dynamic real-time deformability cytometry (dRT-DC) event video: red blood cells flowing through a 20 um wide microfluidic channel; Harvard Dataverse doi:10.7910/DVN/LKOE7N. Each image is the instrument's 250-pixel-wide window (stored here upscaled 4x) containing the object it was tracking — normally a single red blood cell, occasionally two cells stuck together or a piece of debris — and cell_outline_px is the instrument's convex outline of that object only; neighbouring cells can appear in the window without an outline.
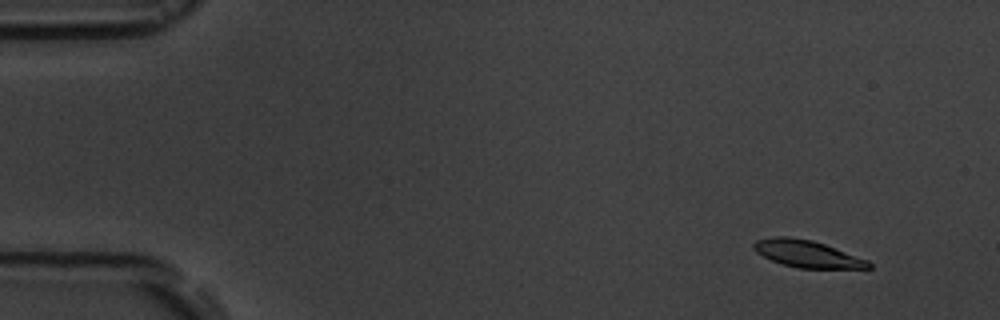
{"species": "common noctule bat (a hibernating species)", "species_latin": "Nyctalus noctula", "temperature_condition": "room temperature", "stored_images_in_passage": 11, "camera_frame_rate_fps": 3000, "um_per_image_px": 0.085, "animal": {"sex": "male", "body_mass_g": 19.5, "forearm_length_mm": 54.6}, "frame": {"image": 1, "passage_image": 2, "time_ms": 1.0, "image_size_px": [1000, 320], "cell_outline_px": [[872, 268], [796, 268], [772, 260], [756, 252], [752, 248], [752, 244], [756, 240], [772, 236], [788, 236], [812, 240], [824, 244], [868, 260], [872, 264]], "centroid_in_image_um": [68.58, 21.56], "position_along_channel_um": 16.4, "area_um2": 18.03}}
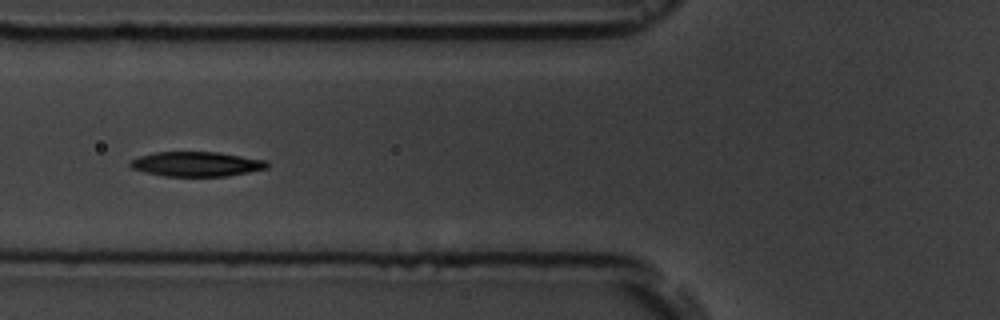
{"frame": {"image": 2, "passage_image": 7, "time_ms": 6.667, "image_size_px": [1000, 320], "cell_outline_px": [[268, 168], [228, 176], [164, 176], [132, 168], [128, 164], [132, 160], [140, 156], [156, 152], [216, 152], [268, 160]], "centroid_in_image_um": [16.74, 13.94], "position_along_channel_um": 109.1, "area_um2": 19.54}}
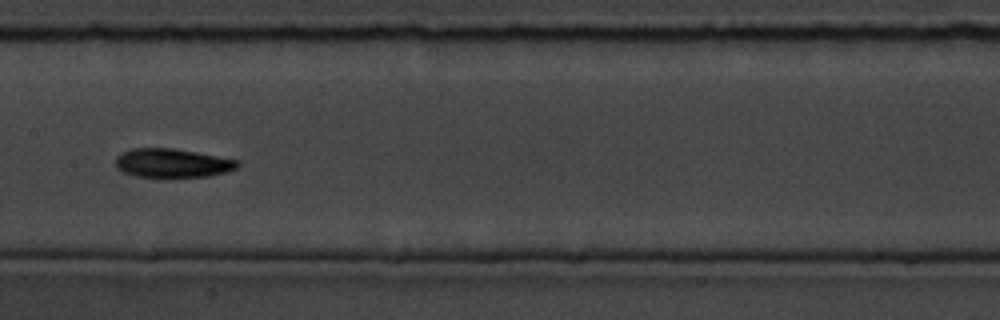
{"frame": {"image": 3, "passage_image": 9, "time_ms": 9.0, "image_size_px": [1000, 320], "cell_outline_px": [[240, 164], [236, 168], [224, 172], [208, 176], [164, 180], [136, 176], [124, 172], [116, 168], [116, 156], [132, 148], [172, 148], [196, 152], [240, 160]], "centroid_in_image_um": [14.64, 13.9], "position_along_channel_um": 192.8, "area_um2": 21.21}}